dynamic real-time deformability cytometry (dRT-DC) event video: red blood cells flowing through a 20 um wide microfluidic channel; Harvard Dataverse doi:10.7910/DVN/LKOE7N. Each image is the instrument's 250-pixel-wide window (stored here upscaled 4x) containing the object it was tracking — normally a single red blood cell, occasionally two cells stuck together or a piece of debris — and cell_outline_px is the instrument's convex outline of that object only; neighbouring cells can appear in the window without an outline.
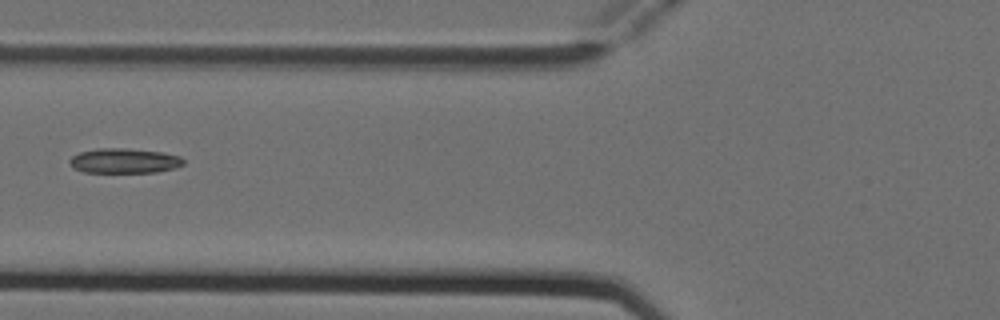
{"species": "Egyptian fruit bat (a non-hibernating species)", "species_latin": "Rousettus aegyptiacus", "temperature_condition": "cold", "stored_images_in_passage": 5, "camera_frame_rate_fps": 3000, "um_per_image_px": 0.085, "animal": {"sex": "female"}, "frame": {"image": 1, "passage_image": 5, "time_ms": 1.333, "image_size_px": [1000, 320], "cell_outline_px": [[184, 164], [176, 168], [156, 172], [84, 172], [72, 168], [68, 160], [72, 156], [80, 152], [96, 148], [124, 148], [164, 152], [180, 156], [184, 160]], "centroid_in_image_um": [10.56, 13.66], "position_along_channel_um": 115.2, "area_um2": 16.65}}